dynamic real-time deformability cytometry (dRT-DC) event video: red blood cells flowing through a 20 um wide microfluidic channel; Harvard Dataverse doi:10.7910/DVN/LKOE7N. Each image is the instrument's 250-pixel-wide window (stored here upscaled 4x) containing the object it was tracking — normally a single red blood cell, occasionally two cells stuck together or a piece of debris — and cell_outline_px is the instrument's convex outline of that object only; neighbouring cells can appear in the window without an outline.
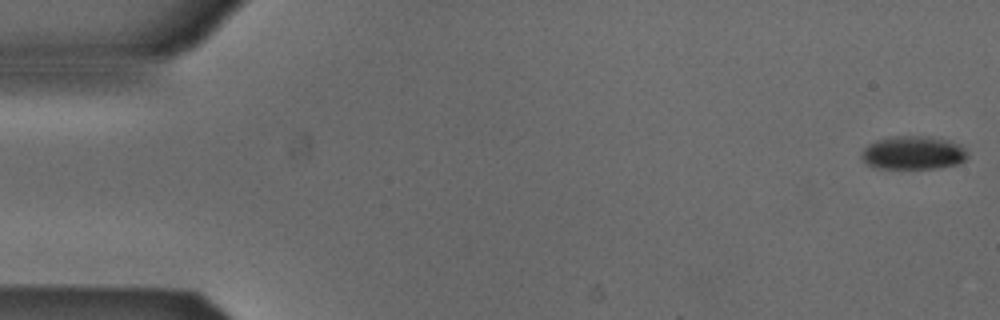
{"species": "Egyptian fruit bat (a non-hibernating species)", "species_latin": "Rousettus aegyptiacus", "temperature_condition": "cold", "stored_images_in_passage": 5, "camera_frame_rate_fps": 3000, "um_per_image_px": 0.085, "animal": {"sex": "male"}, "frame": {"image": 1, "passage_image": 1, "time_ms": 0.0, "image_size_px": [1000, 320], "cell_outline_px": [[968, 156], [960, 164], [940, 168], [876, 168], [864, 164], [860, 156], [860, 152], [868, 144], [876, 140], [892, 136], [928, 136], [948, 140], [960, 144], [968, 152]], "centroid_in_image_um": [77.6, 12.99], "position_along_channel_um": 7.4, "area_um2": 21.04}}
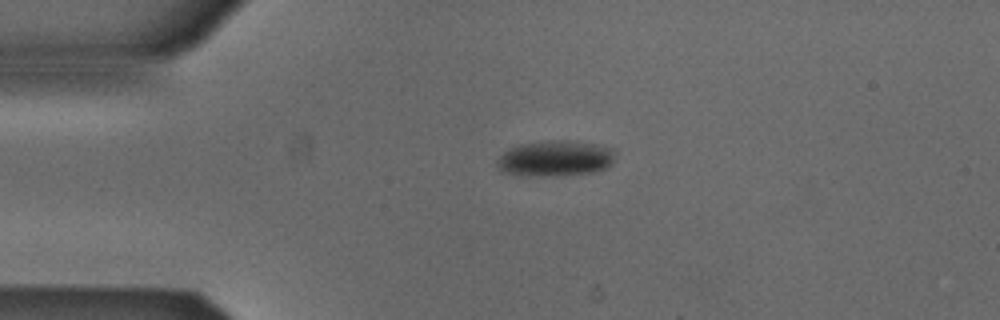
{"frame": {"image": 2, "passage_image": 4, "time_ms": 1.0, "image_size_px": [1000, 320], "cell_outline_px": [[616, 152], [612, 164], [608, 168], [592, 172], [556, 176], [520, 176], [508, 172], [500, 168], [496, 164], [500, 156], [508, 148], [520, 144], [556, 140], [560, 140], [600, 144], [616, 148]], "centroid_in_image_um": [47.27, 13.46], "position_along_channel_um": 37.7, "area_um2": 24.8}}